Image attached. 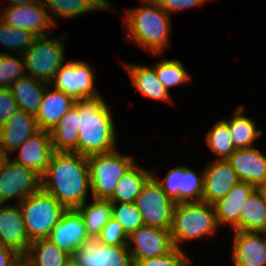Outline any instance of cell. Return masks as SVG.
Returning <instances> with one entry per match:
<instances>
[{
    "instance_id": "2",
    "label": "cell",
    "mask_w": 266,
    "mask_h": 266,
    "mask_svg": "<svg viewBox=\"0 0 266 266\" xmlns=\"http://www.w3.org/2000/svg\"><path fill=\"white\" fill-rule=\"evenodd\" d=\"M78 154L91 156L117 148L115 123L103 97L77 101Z\"/></svg>"
},
{
    "instance_id": "5",
    "label": "cell",
    "mask_w": 266,
    "mask_h": 266,
    "mask_svg": "<svg viewBox=\"0 0 266 266\" xmlns=\"http://www.w3.org/2000/svg\"><path fill=\"white\" fill-rule=\"evenodd\" d=\"M30 242L48 238L52 228L67 210L42 188L18 203Z\"/></svg>"
},
{
    "instance_id": "15",
    "label": "cell",
    "mask_w": 266,
    "mask_h": 266,
    "mask_svg": "<svg viewBox=\"0 0 266 266\" xmlns=\"http://www.w3.org/2000/svg\"><path fill=\"white\" fill-rule=\"evenodd\" d=\"M230 162L213 160L204 168L202 201L211 205L221 200L239 182Z\"/></svg>"
},
{
    "instance_id": "35",
    "label": "cell",
    "mask_w": 266,
    "mask_h": 266,
    "mask_svg": "<svg viewBox=\"0 0 266 266\" xmlns=\"http://www.w3.org/2000/svg\"><path fill=\"white\" fill-rule=\"evenodd\" d=\"M155 71L158 79L168 91L173 86L183 85L191 80L183 63L177 59H162L155 64Z\"/></svg>"
},
{
    "instance_id": "45",
    "label": "cell",
    "mask_w": 266,
    "mask_h": 266,
    "mask_svg": "<svg viewBox=\"0 0 266 266\" xmlns=\"http://www.w3.org/2000/svg\"><path fill=\"white\" fill-rule=\"evenodd\" d=\"M65 266H78L73 259H70Z\"/></svg>"
},
{
    "instance_id": "21",
    "label": "cell",
    "mask_w": 266,
    "mask_h": 266,
    "mask_svg": "<svg viewBox=\"0 0 266 266\" xmlns=\"http://www.w3.org/2000/svg\"><path fill=\"white\" fill-rule=\"evenodd\" d=\"M227 160L240 181L258 187L266 180V155L256 147L236 149Z\"/></svg>"
},
{
    "instance_id": "3",
    "label": "cell",
    "mask_w": 266,
    "mask_h": 266,
    "mask_svg": "<svg viewBox=\"0 0 266 266\" xmlns=\"http://www.w3.org/2000/svg\"><path fill=\"white\" fill-rule=\"evenodd\" d=\"M144 5L125 10L123 23L129 42H133L155 57L163 55L169 44L171 32L170 14L154 0H141ZM130 39V40H129Z\"/></svg>"
},
{
    "instance_id": "27",
    "label": "cell",
    "mask_w": 266,
    "mask_h": 266,
    "mask_svg": "<svg viewBox=\"0 0 266 266\" xmlns=\"http://www.w3.org/2000/svg\"><path fill=\"white\" fill-rule=\"evenodd\" d=\"M48 83L26 75L10 86V91L20 110L36 115Z\"/></svg>"
},
{
    "instance_id": "44",
    "label": "cell",
    "mask_w": 266,
    "mask_h": 266,
    "mask_svg": "<svg viewBox=\"0 0 266 266\" xmlns=\"http://www.w3.org/2000/svg\"><path fill=\"white\" fill-rule=\"evenodd\" d=\"M256 189L261 193L264 201L266 202V180L256 187Z\"/></svg>"
},
{
    "instance_id": "39",
    "label": "cell",
    "mask_w": 266,
    "mask_h": 266,
    "mask_svg": "<svg viewBox=\"0 0 266 266\" xmlns=\"http://www.w3.org/2000/svg\"><path fill=\"white\" fill-rule=\"evenodd\" d=\"M98 237L102 243L107 245L127 246L128 235L113 218L103 227Z\"/></svg>"
},
{
    "instance_id": "9",
    "label": "cell",
    "mask_w": 266,
    "mask_h": 266,
    "mask_svg": "<svg viewBox=\"0 0 266 266\" xmlns=\"http://www.w3.org/2000/svg\"><path fill=\"white\" fill-rule=\"evenodd\" d=\"M134 204L144 225L171 230L175 202L164 193L155 176L147 180Z\"/></svg>"
},
{
    "instance_id": "43",
    "label": "cell",
    "mask_w": 266,
    "mask_h": 266,
    "mask_svg": "<svg viewBox=\"0 0 266 266\" xmlns=\"http://www.w3.org/2000/svg\"><path fill=\"white\" fill-rule=\"evenodd\" d=\"M7 1L11 2L9 6H17V5H23V4L38 2L40 0H7Z\"/></svg>"
},
{
    "instance_id": "29",
    "label": "cell",
    "mask_w": 266,
    "mask_h": 266,
    "mask_svg": "<svg viewBox=\"0 0 266 266\" xmlns=\"http://www.w3.org/2000/svg\"><path fill=\"white\" fill-rule=\"evenodd\" d=\"M244 112L245 106L239 105L235 109L233 117L225 119L235 149L254 147L255 140L263 134L261 129L256 128L255 121L246 117Z\"/></svg>"
},
{
    "instance_id": "1",
    "label": "cell",
    "mask_w": 266,
    "mask_h": 266,
    "mask_svg": "<svg viewBox=\"0 0 266 266\" xmlns=\"http://www.w3.org/2000/svg\"><path fill=\"white\" fill-rule=\"evenodd\" d=\"M41 178V188L66 209L81 206L91 190L87 157L76 152L54 151Z\"/></svg>"
},
{
    "instance_id": "19",
    "label": "cell",
    "mask_w": 266,
    "mask_h": 266,
    "mask_svg": "<svg viewBox=\"0 0 266 266\" xmlns=\"http://www.w3.org/2000/svg\"><path fill=\"white\" fill-rule=\"evenodd\" d=\"M233 237L234 266H266V233L235 230Z\"/></svg>"
},
{
    "instance_id": "22",
    "label": "cell",
    "mask_w": 266,
    "mask_h": 266,
    "mask_svg": "<svg viewBox=\"0 0 266 266\" xmlns=\"http://www.w3.org/2000/svg\"><path fill=\"white\" fill-rule=\"evenodd\" d=\"M75 102L72 97L48 84L35 115L39 129L51 131Z\"/></svg>"
},
{
    "instance_id": "34",
    "label": "cell",
    "mask_w": 266,
    "mask_h": 266,
    "mask_svg": "<svg viewBox=\"0 0 266 266\" xmlns=\"http://www.w3.org/2000/svg\"><path fill=\"white\" fill-rule=\"evenodd\" d=\"M36 37L37 35L32 31L15 29L0 20V44L7 51L11 50L23 55L31 47Z\"/></svg>"
},
{
    "instance_id": "31",
    "label": "cell",
    "mask_w": 266,
    "mask_h": 266,
    "mask_svg": "<svg viewBox=\"0 0 266 266\" xmlns=\"http://www.w3.org/2000/svg\"><path fill=\"white\" fill-rule=\"evenodd\" d=\"M239 230L245 232L266 233V202L255 189L239 214Z\"/></svg>"
},
{
    "instance_id": "30",
    "label": "cell",
    "mask_w": 266,
    "mask_h": 266,
    "mask_svg": "<svg viewBox=\"0 0 266 266\" xmlns=\"http://www.w3.org/2000/svg\"><path fill=\"white\" fill-rule=\"evenodd\" d=\"M153 174L135 163L118 181L111 203H134L144 184Z\"/></svg>"
},
{
    "instance_id": "7",
    "label": "cell",
    "mask_w": 266,
    "mask_h": 266,
    "mask_svg": "<svg viewBox=\"0 0 266 266\" xmlns=\"http://www.w3.org/2000/svg\"><path fill=\"white\" fill-rule=\"evenodd\" d=\"M51 35L37 36L31 47L23 54L29 76L50 84L56 72L64 64L65 35L51 38ZM50 37V38H49Z\"/></svg>"
},
{
    "instance_id": "20",
    "label": "cell",
    "mask_w": 266,
    "mask_h": 266,
    "mask_svg": "<svg viewBox=\"0 0 266 266\" xmlns=\"http://www.w3.org/2000/svg\"><path fill=\"white\" fill-rule=\"evenodd\" d=\"M38 130L35 115L19 109L0 127L2 154L9 156Z\"/></svg>"
},
{
    "instance_id": "10",
    "label": "cell",
    "mask_w": 266,
    "mask_h": 266,
    "mask_svg": "<svg viewBox=\"0 0 266 266\" xmlns=\"http://www.w3.org/2000/svg\"><path fill=\"white\" fill-rule=\"evenodd\" d=\"M92 69L87 62L70 60L59 68L50 85L76 101L102 97L94 89Z\"/></svg>"
},
{
    "instance_id": "38",
    "label": "cell",
    "mask_w": 266,
    "mask_h": 266,
    "mask_svg": "<svg viewBox=\"0 0 266 266\" xmlns=\"http://www.w3.org/2000/svg\"><path fill=\"white\" fill-rule=\"evenodd\" d=\"M133 266H191V259L176 247L164 255L144 260H132Z\"/></svg>"
},
{
    "instance_id": "23",
    "label": "cell",
    "mask_w": 266,
    "mask_h": 266,
    "mask_svg": "<svg viewBox=\"0 0 266 266\" xmlns=\"http://www.w3.org/2000/svg\"><path fill=\"white\" fill-rule=\"evenodd\" d=\"M256 189L252 184L239 181L225 197L213 204L218 226L229 223L239 230V214L250 194Z\"/></svg>"
},
{
    "instance_id": "11",
    "label": "cell",
    "mask_w": 266,
    "mask_h": 266,
    "mask_svg": "<svg viewBox=\"0 0 266 266\" xmlns=\"http://www.w3.org/2000/svg\"><path fill=\"white\" fill-rule=\"evenodd\" d=\"M71 259L78 266H133L127 246L107 245L99 237H88Z\"/></svg>"
},
{
    "instance_id": "36",
    "label": "cell",
    "mask_w": 266,
    "mask_h": 266,
    "mask_svg": "<svg viewBox=\"0 0 266 266\" xmlns=\"http://www.w3.org/2000/svg\"><path fill=\"white\" fill-rule=\"evenodd\" d=\"M25 71L23 55L14 57L7 52H0V88H10L15 81L27 75Z\"/></svg>"
},
{
    "instance_id": "46",
    "label": "cell",
    "mask_w": 266,
    "mask_h": 266,
    "mask_svg": "<svg viewBox=\"0 0 266 266\" xmlns=\"http://www.w3.org/2000/svg\"><path fill=\"white\" fill-rule=\"evenodd\" d=\"M4 157V155L2 154L1 150H0V162L2 160V158Z\"/></svg>"
},
{
    "instance_id": "4",
    "label": "cell",
    "mask_w": 266,
    "mask_h": 266,
    "mask_svg": "<svg viewBox=\"0 0 266 266\" xmlns=\"http://www.w3.org/2000/svg\"><path fill=\"white\" fill-rule=\"evenodd\" d=\"M218 228L213 205L203 201L175 203L170 233L177 249H182L184 241L214 235Z\"/></svg>"
},
{
    "instance_id": "16",
    "label": "cell",
    "mask_w": 266,
    "mask_h": 266,
    "mask_svg": "<svg viewBox=\"0 0 266 266\" xmlns=\"http://www.w3.org/2000/svg\"><path fill=\"white\" fill-rule=\"evenodd\" d=\"M30 244L19 205L0 203V245L23 257Z\"/></svg>"
},
{
    "instance_id": "32",
    "label": "cell",
    "mask_w": 266,
    "mask_h": 266,
    "mask_svg": "<svg viewBox=\"0 0 266 266\" xmlns=\"http://www.w3.org/2000/svg\"><path fill=\"white\" fill-rule=\"evenodd\" d=\"M81 214L89 237H98L103 227L112 218V206L108 199H96L87 205L86 201L76 208Z\"/></svg>"
},
{
    "instance_id": "26",
    "label": "cell",
    "mask_w": 266,
    "mask_h": 266,
    "mask_svg": "<svg viewBox=\"0 0 266 266\" xmlns=\"http://www.w3.org/2000/svg\"><path fill=\"white\" fill-rule=\"evenodd\" d=\"M71 255L47 238L32 241L22 257L25 266H65Z\"/></svg>"
},
{
    "instance_id": "13",
    "label": "cell",
    "mask_w": 266,
    "mask_h": 266,
    "mask_svg": "<svg viewBox=\"0 0 266 266\" xmlns=\"http://www.w3.org/2000/svg\"><path fill=\"white\" fill-rule=\"evenodd\" d=\"M155 179L175 203L202 201L204 170L198 175L191 168L178 166L170 169L162 182Z\"/></svg>"
},
{
    "instance_id": "12",
    "label": "cell",
    "mask_w": 266,
    "mask_h": 266,
    "mask_svg": "<svg viewBox=\"0 0 266 266\" xmlns=\"http://www.w3.org/2000/svg\"><path fill=\"white\" fill-rule=\"evenodd\" d=\"M2 9L4 11H2ZM0 8V20L15 29L32 31L37 36L51 34L55 23L49 17L42 0L34 3Z\"/></svg>"
},
{
    "instance_id": "18",
    "label": "cell",
    "mask_w": 266,
    "mask_h": 266,
    "mask_svg": "<svg viewBox=\"0 0 266 266\" xmlns=\"http://www.w3.org/2000/svg\"><path fill=\"white\" fill-rule=\"evenodd\" d=\"M17 150L19 154L13 160L24 167L33 169L42 176L46 172L54 152L50 132L39 129L15 151Z\"/></svg>"
},
{
    "instance_id": "41",
    "label": "cell",
    "mask_w": 266,
    "mask_h": 266,
    "mask_svg": "<svg viewBox=\"0 0 266 266\" xmlns=\"http://www.w3.org/2000/svg\"><path fill=\"white\" fill-rule=\"evenodd\" d=\"M168 14L201 6L211 0H154Z\"/></svg>"
},
{
    "instance_id": "42",
    "label": "cell",
    "mask_w": 266,
    "mask_h": 266,
    "mask_svg": "<svg viewBox=\"0 0 266 266\" xmlns=\"http://www.w3.org/2000/svg\"><path fill=\"white\" fill-rule=\"evenodd\" d=\"M22 257L13 249L0 245V266H19Z\"/></svg>"
},
{
    "instance_id": "33",
    "label": "cell",
    "mask_w": 266,
    "mask_h": 266,
    "mask_svg": "<svg viewBox=\"0 0 266 266\" xmlns=\"http://www.w3.org/2000/svg\"><path fill=\"white\" fill-rule=\"evenodd\" d=\"M205 142L208 148L218 156V160L228 159L236 150L225 119H220L213 124L205 136Z\"/></svg>"
},
{
    "instance_id": "14",
    "label": "cell",
    "mask_w": 266,
    "mask_h": 266,
    "mask_svg": "<svg viewBox=\"0 0 266 266\" xmlns=\"http://www.w3.org/2000/svg\"><path fill=\"white\" fill-rule=\"evenodd\" d=\"M174 248L170 230L143 225L128 235L127 249L132 260L158 257Z\"/></svg>"
},
{
    "instance_id": "25",
    "label": "cell",
    "mask_w": 266,
    "mask_h": 266,
    "mask_svg": "<svg viewBox=\"0 0 266 266\" xmlns=\"http://www.w3.org/2000/svg\"><path fill=\"white\" fill-rule=\"evenodd\" d=\"M79 119L76 101L57 125L49 131L54 151L78 153Z\"/></svg>"
},
{
    "instance_id": "24",
    "label": "cell",
    "mask_w": 266,
    "mask_h": 266,
    "mask_svg": "<svg viewBox=\"0 0 266 266\" xmlns=\"http://www.w3.org/2000/svg\"><path fill=\"white\" fill-rule=\"evenodd\" d=\"M123 64L131 79V86L137 89L141 95L157 101H172L169 91L156 75L155 64L149 67L140 64H128L127 62Z\"/></svg>"
},
{
    "instance_id": "8",
    "label": "cell",
    "mask_w": 266,
    "mask_h": 266,
    "mask_svg": "<svg viewBox=\"0 0 266 266\" xmlns=\"http://www.w3.org/2000/svg\"><path fill=\"white\" fill-rule=\"evenodd\" d=\"M41 175L4 156L0 162V203L18 199L20 203L41 189Z\"/></svg>"
},
{
    "instance_id": "17",
    "label": "cell",
    "mask_w": 266,
    "mask_h": 266,
    "mask_svg": "<svg viewBox=\"0 0 266 266\" xmlns=\"http://www.w3.org/2000/svg\"><path fill=\"white\" fill-rule=\"evenodd\" d=\"M88 237L81 214L76 209H67L47 239L72 255Z\"/></svg>"
},
{
    "instance_id": "28",
    "label": "cell",
    "mask_w": 266,
    "mask_h": 266,
    "mask_svg": "<svg viewBox=\"0 0 266 266\" xmlns=\"http://www.w3.org/2000/svg\"><path fill=\"white\" fill-rule=\"evenodd\" d=\"M44 7L54 23L55 17L70 19L97 10H112L108 0H42ZM54 17V18H53Z\"/></svg>"
},
{
    "instance_id": "6",
    "label": "cell",
    "mask_w": 266,
    "mask_h": 266,
    "mask_svg": "<svg viewBox=\"0 0 266 266\" xmlns=\"http://www.w3.org/2000/svg\"><path fill=\"white\" fill-rule=\"evenodd\" d=\"M90 173L91 199H109L118 181L136 163L133 156L117 149L87 157Z\"/></svg>"
},
{
    "instance_id": "37",
    "label": "cell",
    "mask_w": 266,
    "mask_h": 266,
    "mask_svg": "<svg viewBox=\"0 0 266 266\" xmlns=\"http://www.w3.org/2000/svg\"><path fill=\"white\" fill-rule=\"evenodd\" d=\"M112 218L124 229L127 235L144 225L141 213L134 203H111Z\"/></svg>"
},
{
    "instance_id": "40",
    "label": "cell",
    "mask_w": 266,
    "mask_h": 266,
    "mask_svg": "<svg viewBox=\"0 0 266 266\" xmlns=\"http://www.w3.org/2000/svg\"><path fill=\"white\" fill-rule=\"evenodd\" d=\"M18 110L10 89L0 88V127Z\"/></svg>"
}]
</instances>
